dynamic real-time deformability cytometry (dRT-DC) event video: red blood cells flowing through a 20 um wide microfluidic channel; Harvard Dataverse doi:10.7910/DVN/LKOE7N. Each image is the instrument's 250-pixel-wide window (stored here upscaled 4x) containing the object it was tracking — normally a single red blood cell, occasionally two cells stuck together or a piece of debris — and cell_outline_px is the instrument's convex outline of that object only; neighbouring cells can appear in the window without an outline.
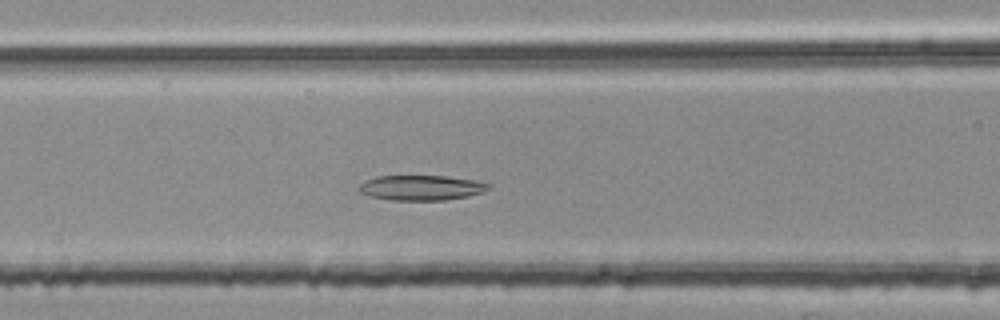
{"species": "common noctule bat (a hibernating species)", "species_latin": "Nyctalus noctula", "temperature_condition": "room temperature", "stored_images_in_passage": 38, "camera_frame_rate_fps": 3000, "um_per_image_px": 0.085, "animal": {"sex": "female", "body_mass_g": 25.1}, "frame": {"image": 1, "passage_image": 13, "time_ms": 4.0, "image_size_px": [1000, 320], "cell_outline_px": [[492, 188], [484, 192], [468, 196], [444, 200], [392, 200], [372, 196], [360, 192], [356, 188], [364, 180], [376, 176], [448, 176], [476, 180], [492, 184]], "centroid_in_image_um": [35.85, 15.95], "position_along_channel_um": 130.8, "area_um2": 19.13}}
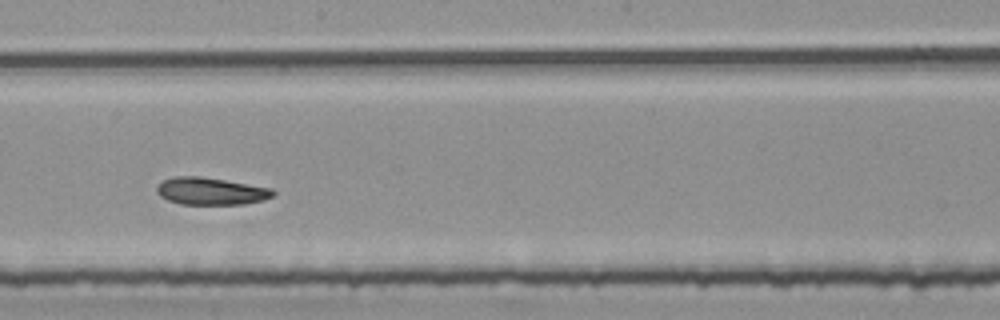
{"frame": {"image": 2, "passage_image": 21, "time_ms": 6.667, "image_size_px": [1000, 320], "cell_outline_px": [[276, 192], [272, 196], [264, 200], [244, 204], [180, 204], [168, 200], [160, 196], [156, 192], [156, 184], [172, 176], [200, 176], [272, 188]], "centroid_in_image_um": [17.89, 16.24], "position_along_channel_um": 230.3, "area_um2": 18.55}}
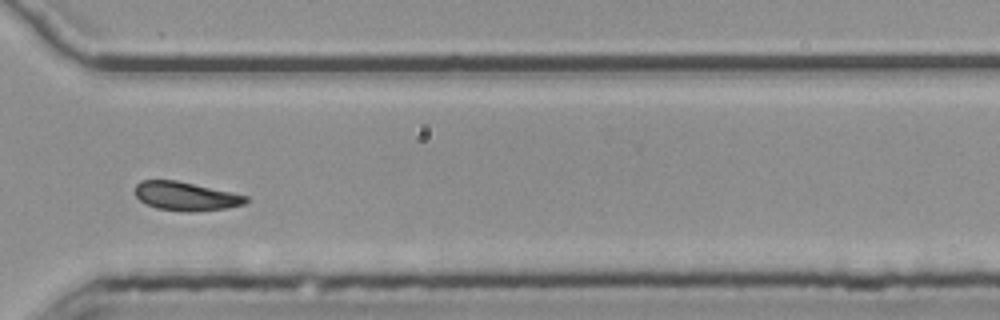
{"frame": {"image": 3, "passage_image": 31, "time_ms": 10.0, "image_size_px": [1000, 320], "cell_outline_px": [[248, 200], [244, 204], [224, 208], [188, 212], [184, 212], [156, 208], [140, 200], [136, 196], [136, 184], [140, 180], [176, 180], [232, 192], [248, 196]], "centroid_in_image_um": [15.78, 16.67], "position_along_channel_um": 354.8, "area_um2": 18.38}}